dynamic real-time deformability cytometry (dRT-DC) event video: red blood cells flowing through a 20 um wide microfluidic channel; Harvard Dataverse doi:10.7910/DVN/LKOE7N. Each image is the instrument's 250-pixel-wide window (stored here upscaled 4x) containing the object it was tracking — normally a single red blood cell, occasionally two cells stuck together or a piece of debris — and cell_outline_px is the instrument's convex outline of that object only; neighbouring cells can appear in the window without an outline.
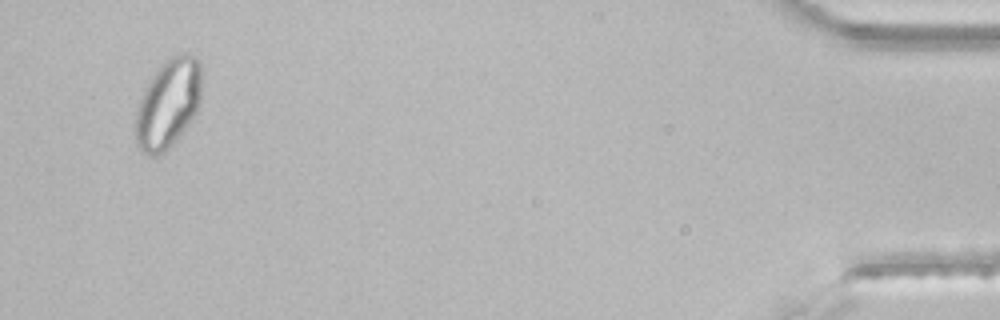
{"species": "common noctule bat (a hibernating species)", "species_latin": "Nyctalus noctula", "temperature_condition": "room temperature", "stored_images_in_passage": 40, "segment_of_instrument_passage": [2, 2], "camera_frame_rate_fps": 3000, "um_per_image_px": 0.085, "animal": {"sex": "male", "body_mass_g": 21.5, "forearm_length_mm": 52.0}, "frame": {"image": 1, "passage_image": 38, "time_ms": 12.333, "image_size_px": [1000, 320], "cell_outline_px": [[200, 100], [196, 112], [176, 140], [164, 152], [156, 156], [152, 156], [140, 152], [136, 148], [136, 112], [140, 96], [144, 88], [160, 64], [172, 56], [180, 52], [188, 52], [196, 56], [200, 60]], "centroid_in_image_um": [14.27, 8.79], "position_along_channel_um": 420.9, "area_um2": 34.45}}